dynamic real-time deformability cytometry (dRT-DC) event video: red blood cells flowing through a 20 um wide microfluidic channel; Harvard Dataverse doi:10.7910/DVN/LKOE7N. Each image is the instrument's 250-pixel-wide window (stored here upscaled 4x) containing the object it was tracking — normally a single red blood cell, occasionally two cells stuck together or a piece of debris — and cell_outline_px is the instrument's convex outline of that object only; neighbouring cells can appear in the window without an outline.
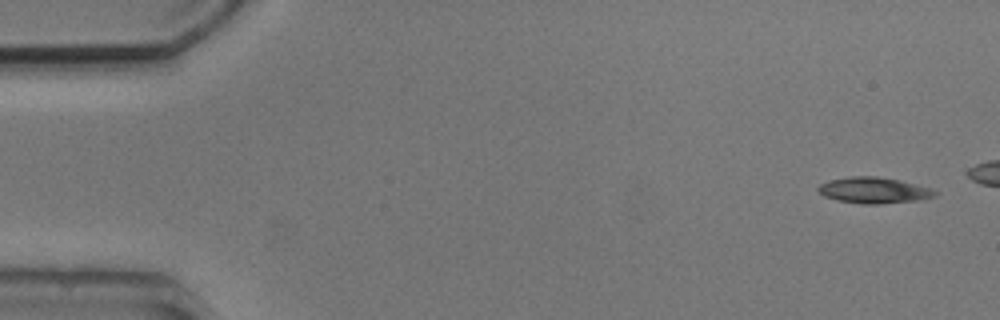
{"species": "common noctule bat (a hibernating species)", "species_latin": "Nyctalus noctula", "temperature_condition": "cold", "stored_images_in_passage": 3, "camera_frame_rate_fps": 3000, "um_per_image_px": 0.085, "animal": {"sex": "male", "body_mass_g": 20.5, "forearm_length_mm": 52.5}, "frame": {"image": 1, "passage_image": 1, "time_ms": 0.0, "image_size_px": [1000, 320], "cell_outline_px": [[940, 192], [936, 196], [920, 200], [880, 204], [860, 204], [836, 200], [824, 196], [816, 188], [820, 184], [828, 180], [848, 176], [876, 176], [900, 180], [932, 188]], "centroid_in_image_um": [74.3, 16.17], "position_along_channel_um": 10.7, "area_um2": 18.03}}